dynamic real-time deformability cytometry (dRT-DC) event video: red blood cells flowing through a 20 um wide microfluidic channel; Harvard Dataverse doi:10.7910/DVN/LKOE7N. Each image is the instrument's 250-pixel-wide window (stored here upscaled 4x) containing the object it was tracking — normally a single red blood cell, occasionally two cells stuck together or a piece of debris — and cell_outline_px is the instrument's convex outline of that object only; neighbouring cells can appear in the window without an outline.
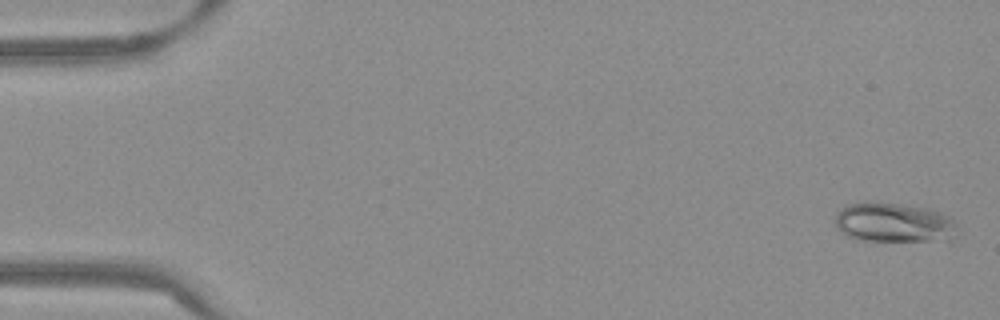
{"species": "Egyptian fruit bat (a non-hibernating species)", "species_latin": "Rousettus aegyptiacus", "temperature_condition": "warm", "stored_images_in_passage": 54, "camera_frame_rate_fps": 3000, "um_per_image_px": 0.085, "frame": {"image": 1, "passage_image": 2, "time_ms": 0.333, "image_size_px": [1000, 320], "cell_outline_px": [[960, 232], [948, 240], [860, 240], [848, 236], [840, 232], [836, 224], [836, 212], [840, 208], [848, 204], [900, 204], [932, 208], [952, 216], [956, 220]], "centroid_in_image_um": [76.09, 18.93], "position_along_channel_um": 8.9, "area_um2": 28.09}}
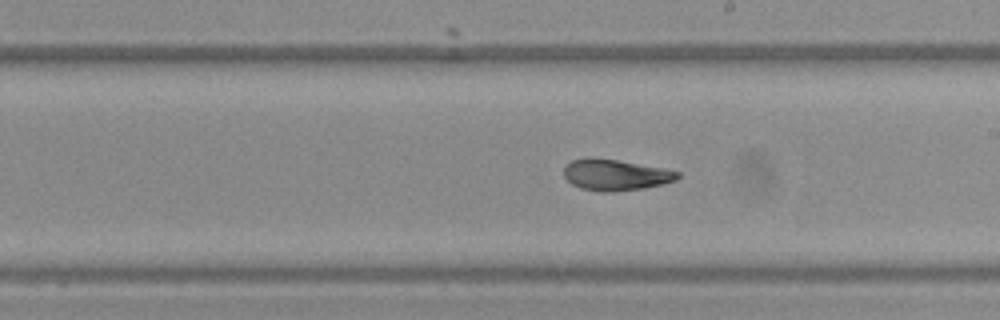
{"frame": {"image": 2, "passage_image": 31, "time_ms": 10.0, "image_size_px": [1000, 320], "cell_outline_px": [[680, 176], [676, 180], [664, 184], [644, 188], [612, 192], [600, 192], [580, 188], [572, 184], [564, 176], [564, 168], [572, 160], [588, 156], [616, 160], [664, 168], [680, 172]], "centroid_in_image_um": [52.32, 14.86], "position_along_channel_um": 236.7, "area_um2": 20.75}}
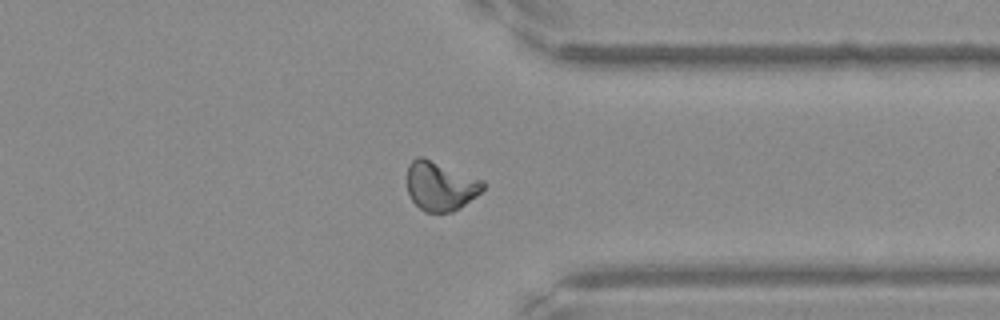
{"frame": {"image": 3, "passage_image": 42, "time_ms": 13.667, "image_size_px": [1000, 320], "cell_outline_px": [[488, 184], [476, 196], [460, 208], [452, 212], [424, 212], [412, 200], [408, 192], [408, 164], [416, 156], [424, 156], [484, 180]], "centroid_in_image_um": [37.46, 15.79], "position_along_channel_um": 373.9, "area_um2": 22.02}, "authors_computed_cell_mechanics": {"area_um2": 21.6172, "velocity_mm_per_s": 3.8323, "shape_relaxation_time_tau1_ms": 7.8587, "shape_relaxation_time_tau2_ms": 2.155, "deformation_change_tau1": 0.2211, "deformation_change_tau2": 0.0641}}